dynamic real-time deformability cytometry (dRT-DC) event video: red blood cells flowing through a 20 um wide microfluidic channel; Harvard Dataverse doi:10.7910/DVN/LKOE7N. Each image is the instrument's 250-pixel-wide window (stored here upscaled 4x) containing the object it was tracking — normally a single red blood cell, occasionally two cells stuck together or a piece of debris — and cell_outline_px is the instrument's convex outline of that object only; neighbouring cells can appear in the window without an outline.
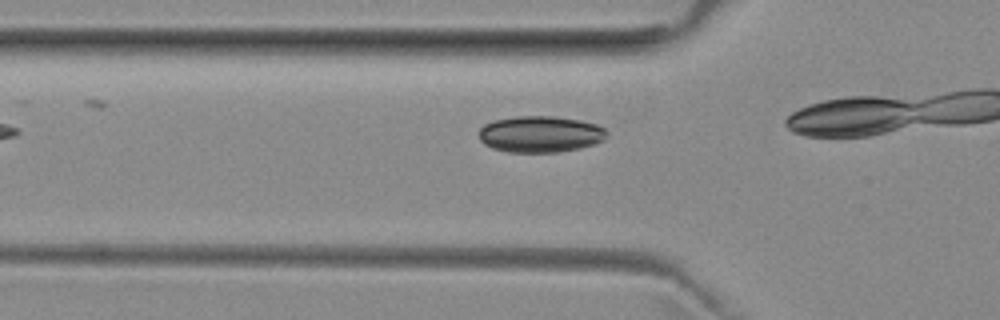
{"species": "common noctule bat (a hibernating species)", "species_latin": "Nyctalus noctula", "temperature_condition": "room temperature", "stored_images_in_passage": 7, "camera_frame_rate_fps": 3000, "um_per_image_px": 0.085, "animal": {"sex": "female", "body_mass_g": 29.2, "forearm_length_mm": 56.3}, "frame": {"image": 1, "passage_image": 2, "time_ms": 0.333, "image_size_px": [1000, 320], "cell_outline_px": [[604, 140], [580, 148], [560, 152], [508, 152], [492, 148], [484, 144], [480, 140], [480, 128], [484, 124], [492, 120], [516, 116], [552, 116], [580, 120], [596, 124], [604, 128]], "centroid_in_image_um": [45.88, 11.4], "position_along_channel_um": 79.9, "area_um2": 27.05}}
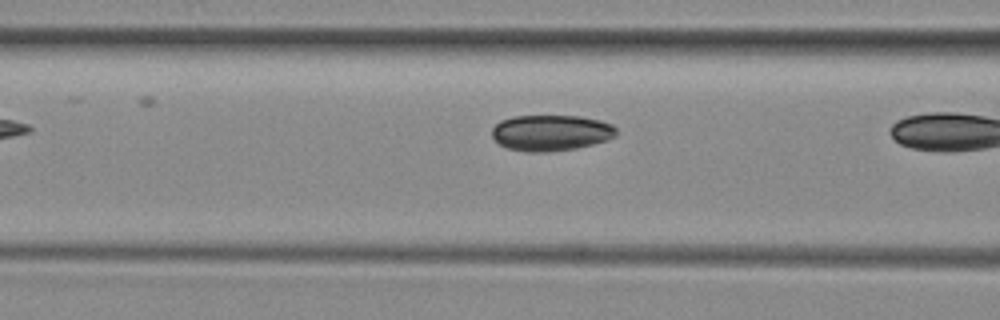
{"frame": {"image": 2, "passage_image": 5, "time_ms": 1.333, "image_size_px": [1000, 320], "cell_outline_px": [[616, 136], [592, 144], [576, 148], [548, 152], [528, 152], [508, 148], [500, 144], [492, 136], [492, 128], [500, 120], [512, 116], [580, 116], [600, 120], [612, 124], [616, 128]], "centroid_in_image_um": [46.81, 11.28], "position_along_channel_um": 119.8, "area_um2": 26.01}}